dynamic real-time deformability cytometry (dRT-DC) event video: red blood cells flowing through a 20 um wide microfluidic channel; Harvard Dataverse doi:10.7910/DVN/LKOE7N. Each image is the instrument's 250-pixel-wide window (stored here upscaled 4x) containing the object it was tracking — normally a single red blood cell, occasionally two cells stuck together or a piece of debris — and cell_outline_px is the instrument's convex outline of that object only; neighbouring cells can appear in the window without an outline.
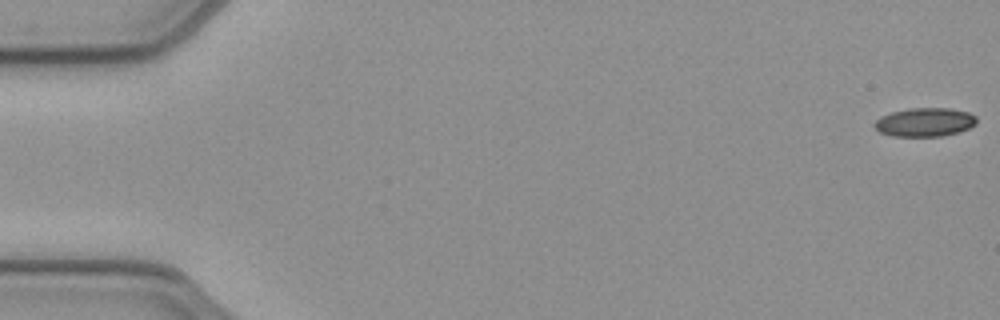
{"species": "common noctule bat (a hibernating species)", "species_latin": "Nyctalus noctula", "temperature_condition": "cold", "stored_images_in_passage": 53, "camera_frame_rate_fps": 3000, "um_per_image_px": 0.085, "animal": {"sex": "female", "body_mass_g": 21.9}, "frame": {"image": 1, "passage_image": 1, "time_ms": 0.0, "image_size_px": [1000, 320], "cell_outline_px": [[976, 124], [960, 132], [940, 136], [892, 136], [880, 132], [872, 124], [880, 116], [892, 112], [908, 108], [948, 108], [968, 112], [976, 116]], "centroid_in_image_um": [78.6, 10.38], "position_along_channel_um": 6.4, "area_um2": 17.11}}
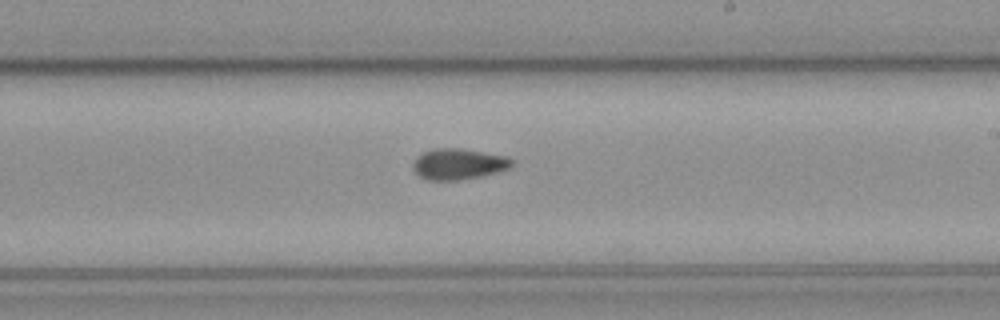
{"frame": {"image": 2, "passage_image": 31, "time_ms": 10.0, "image_size_px": [1000, 320], "cell_outline_px": [[512, 164], [508, 168], [484, 176], [460, 180], [428, 180], [420, 176], [412, 168], [412, 164], [416, 156], [432, 148], [460, 148], [508, 156], [512, 160]], "centroid_in_image_um": [38.95, 13.94], "position_along_channel_um": 250.1, "area_um2": 17.92}}
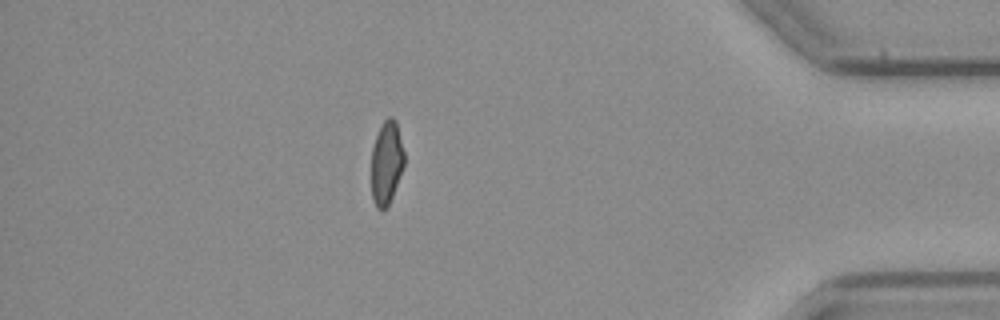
{"frame": {"image": 3, "passage_image": 46, "time_ms": 15.0, "image_size_px": [1000, 320], "cell_outline_px": [[404, 164], [392, 196], [388, 204], [380, 212], [376, 208], [372, 200], [372, 148], [376, 136], [384, 120], [388, 116], [392, 116], [396, 120], [404, 152]], "centroid_in_image_um": [32.84, 13.83], "position_along_channel_um": 402.4, "area_um2": 15.84}}